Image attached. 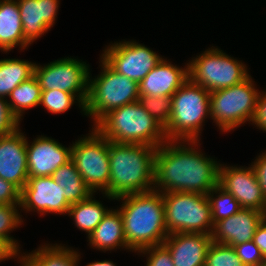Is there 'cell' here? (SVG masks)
Masks as SVG:
<instances>
[{"mask_svg":"<svg viewBox=\"0 0 266 266\" xmlns=\"http://www.w3.org/2000/svg\"><path fill=\"white\" fill-rule=\"evenodd\" d=\"M198 143L167 140L156 148L155 190L208 194L218 185L220 163L199 151Z\"/></svg>","mask_w":266,"mask_h":266,"instance_id":"1","label":"cell"},{"mask_svg":"<svg viewBox=\"0 0 266 266\" xmlns=\"http://www.w3.org/2000/svg\"><path fill=\"white\" fill-rule=\"evenodd\" d=\"M115 200L123 201L118 210L121 213L127 246L132 252L164 243L169 234L161 192L153 189L123 195Z\"/></svg>","mask_w":266,"mask_h":266,"instance_id":"2","label":"cell"},{"mask_svg":"<svg viewBox=\"0 0 266 266\" xmlns=\"http://www.w3.org/2000/svg\"><path fill=\"white\" fill-rule=\"evenodd\" d=\"M155 153L156 147L147 144L109 141L110 180L105 197L115 200L153 190Z\"/></svg>","mask_w":266,"mask_h":266,"instance_id":"3","label":"cell"},{"mask_svg":"<svg viewBox=\"0 0 266 266\" xmlns=\"http://www.w3.org/2000/svg\"><path fill=\"white\" fill-rule=\"evenodd\" d=\"M93 126L116 143L147 144L157 148L167 141L164 128L139 101L111 110Z\"/></svg>","mask_w":266,"mask_h":266,"instance_id":"4","label":"cell"},{"mask_svg":"<svg viewBox=\"0 0 266 266\" xmlns=\"http://www.w3.org/2000/svg\"><path fill=\"white\" fill-rule=\"evenodd\" d=\"M171 97L172 113L164 129L167 140L199 141L203 122L210 116V92L188 79Z\"/></svg>","mask_w":266,"mask_h":266,"instance_id":"5","label":"cell"},{"mask_svg":"<svg viewBox=\"0 0 266 266\" xmlns=\"http://www.w3.org/2000/svg\"><path fill=\"white\" fill-rule=\"evenodd\" d=\"M101 72L88 78V94L83 114L92 118L94 125L108 112L139 101L138 83L114 71L102 58Z\"/></svg>","mask_w":266,"mask_h":266,"instance_id":"6","label":"cell"},{"mask_svg":"<svg viewBox=\"0 0 266 266\" xmlns=\"http://www.w3.org/2000/svg\"><path fill=\"white\" fill-rule=\"evenodd\" d=\"M259 93L250 75L232 87L210 92V118L221 132L252 122Z\"/></svg>","mask_w":266,"mask_h":266,"instance_id":"7","label":"cell"},{"mask_svg":"<svg viewBox=\"0 0 266 266\" xmlns=\"http://www.w3.org/2000/svg\"><path fill=\"white\" fill-rule=\"evenodd\" d=\"M162 197L168 234L211 235L214 223L207 194L169 192Z\"/></svg>","mask_w":266,"mask_h":266,"instance_id":"8","label":"cell"},{"mask_svg":"<svg viewBox=\"0 0 266 266\" xmlns=\"http://www.w3.org/2000/svg\"><path fill=\"white\" fill-rule=\"evenodd\" d=\"M189 79L209 92L226 89L245 80L247 66L219 48L206 49L188 63Z\"/></svg>","mask_w":266,"mask_h":266,"instance_id":"9","label":"cell"},{"mask_svg":"<svg viewBox=\"0 0 266 266\" xmlns=\"http://www.w3.org/2000/svg\"><path fill=\"white\" fill-rule=\"evenodd\" d=\"M71 160L93 193L107 191L110 180L108 139L92 128L88 136L73 142Z\"/></svg>","mask_w":266,"mask_h":266,"instance_id":"10","label":"cell"},{"mask_svg":"<svg viewBox=\"0 0 266 266\" xmlns=\"http://www.w3.org/2000/svg\"><path fill=\"white\" fill-rule=\"evenodd\" d=\"M89 65L75 58L57 59L43 65L35 64L36 76L41 90H61L74 94L83 105L88 94Z\"/></svg>","mask_w":266,"mask_h":266,"instance_id":"11","label":"cell"},{"mask_svg":"<svg viewBox=\"0 0 266 266\" xmlns=\"http://www.w3.org/2000/svg\"><path fill=\"white\" fill-rule=\"evenodd\" d=\"M100 56L114 71L139 83L162 60L156 52L136 41L114 42Z\"/></svg>","mask_w":266,"mask_h":266,"instance_id":"12","label":"cell"},{"mask_svg":"<svg viewBox=\"0 0 266 266\" xmlns=\"http://www.w3.org/2000/svg\"><path fill=\"white\" fill-rule=\"evenodd\" d=\"M218 185L232 194L241 208L266 214V197L252 164L247 168L220 164Z\"/></svg>","mask_w":266,"mask_h":266,"instance_id":"13","label":"cell"},{"mask_svg":"<svg viewBox=\"0 0 266 266\" xmlns=\"http://www.w3.org/2000/svg\"><path fill=\"white\" fill-rule=\"evenodd\" d=\"M70 206L51 176L28 177L20 193V207L26 212L38 211L40 216L47 213L65 215Z\"/></svg>","mask_w":266,"mask_h":266,"instance_id":"14","label":"cell"},{"mask_svg":"<svg viewBox=\"0 0 266 266\" xmlns=\"http://www.w3.org/2000/svg\"><path fill=\"white\" fill-rule=\"evenodd\" d=\"M28 177L51 176L71 160V146L65 147L47 136H38L26 143Z\"/></svg>","mask_w":266,"mask_h":266,"instance_id":"15","label":"cell"},{"mask_svg":"<svg viewBox=\"0 0 266 266\" xmlns=\"http://www.w3.org/2000/svg\"><path fill=\"white\" fill-rule=\"evenodd\" d=\"M26 143L27 138L20 128L11 134L0 136V177L11 182L20 191L28 179Z\"/></svg>","mask_w":266,"mask_h":266,"instance_id":"16","label":"cell"},{"mask_svg":"<svg viewBox=\"0 0 266 266\" xmlns=\"http://www.w3.org/2000/svg\"><path fill=\"white\" fill-rule=\"evenodd\" d=\"M265 217L262 211L242 208L236 214L214 223L212 242L235 246L251 241L257 226Z\"/></svg>","mask_w":266,"mask_h":266,"instance_id":"17","label":"cell"},{"mask_svg":"<svg viewBox=\"0 0 266 266\" xmlns=\"http://www.w3.org/2000/svg\"><path fill=\"white\" fill-rule=\"evenodd\" d=\"M60 0H17L24 38L32 44L55 24Z\"/></svg>","mask_w":266,"mask_h":266,"instance_id":"18","label":"cell"},{"mask_svg":"<svg viewBox=\"0 0 266 266\" xmlns=\"http://www.w3.org/2000/svg\"><path fill=\"white\" fill-rule=\"evenodd\" d=\"M211 235L203 233L169 234L163 245L169 250L174 266H205Z\"/></svg>","mask_w":266,"mask_h":266,"instance_id":"19","label":"cell"},{"mask_svg":"<svg viewBox=\"0 0 266 266\" xmlns=\"http://www.w3.org/2000/svg\"><path fill=\"white\" fill-rule=\"evenodd\" d=\"M188 79V63L180 68L162 58L138 83L139 95L171 97Z\"/></svg>","mask_w":266,"mask_h":266,"instance_id":"20","label":"cell"},{"mask_svg":"<svg viewBox=\"0 0 266 266\" xmlns=\"http://www.w3.org/2000/svg\"><path fill=\"white\" fill-rule=\"evenodd\" d=\"M29 45L23 35L17 0H0V50L7 53L15 46L24 50Z\"/></svg>","mask_w":266,"mask_h":266,"instance_id":"21","label":"cell"},{"mask_svg":"<svg viewBox=\"0 0 266 266\" xmlns=\"http://www.w3.org/2000/svg\"><path fill=\"white\" fill-rule=\"evenodd\" d=\"M87 238L91 247L98 250L111 251L122 247L132 251L127 246L121 213L118 209H110Z\"/></svg>","mask_w":266,"mask_h":266,"instance_id":"22","label":"cell"},{"mask_svg":"<svg viewBox=\"0 0 266 266\" xmlns=\"http://www.w3.org/2000/svg\"><path fill=\"white\" fill-rule=\"evenodd\" d=\"M51 177L60 186L63 196L70 204L86 200L94 194L82 179L72 160L60 166Z\"/></svg>","mask_w":266,"mask_h":266,"instance_id":"23","label":"cell"},{"mask_svg":"<svg viewBox=\"0 0 266 266\" xmlns=\"http://www.w3.org/2000/svg\"><path fill=\"white\" fill-rule=\"evenodd\" d=\"M93 195L95 194H92L86 200L71 204L67 213L68 216H72L77 228L86 232L88 237L110 210L105 208L101 201L95 200Z\"/></svg>","mask_w":266,"mask_h":266,"instance_id":"24","label":"cell"},{"mask_svg":"<svg viewBox=\"0 0 266 266\" xmlns=\"http://www.w3.org/2000/svg\"><path fill=\"white\" fill-rule=\"evenodd\" d=\"M35 64L21 59H1L0 98H6L20 83L32 77Z\"/></svg>","mask_w":266,"mask_h":266,"instance_id":"25","label":"cell"},{"mask_svg":"<svg viewBox=\"0 0 266 266\" xmlns=\"http://www.w3.org/2000/svg\"><path fill=\"white\" fill-rule=\"evenodd\" d=\"M41 87L35 75L20 83L9 95L7 101L13 115L21 121L25 110L40 105Z\"/></svg>","mask_w":266,"mask_h":266,"instance_id":"26","label":"cell"},{"mask_svg":"<svg viewBox=\"0 0 266 266\" xmlns=\"http://www.w3.org/2000/svg\"><path fill=\"white\" fill-rule=\"evenodd\" d=\"M71 247L61 244H44L28 255L39 266H78L80 254Z\"/></svg>","mask_w":266,"mask_h":266,"instance_id":"27","label":"cell"},{"mask_svg":"<svg viewBox=\"0 0 266 266\" xmlns=\"http://www.w3.org/2000/svg\"><path fill=\"white\" fill-rule=\"evenodd\" d=\"M207 197L211 206L213 223L228 218L242 209L234 196L219 185L209 191Z\"/></svg>","mask_w":266,"mask_h":266,"instance_id":"28","label":"cell"},{"mask_svg":"<svg viewBox=\"0 0 266 266\" xmlns=\"http://www.w3.org/2000/svg\"><path fill=\"white\" fill-rule=\"evenodd\" d=\"M75 100L78 101L80 109L84 112V105L79 102V99L74 94L58 89L41 91L40 105H43L47 111L53 114H59L68 111L76 103Z\"/></svg>","mask_w":266,"mask_h":266,"instance_id":"29","label":"cell"},{"mask_svg":"<svg viewBox=\"0 0 266 266\" xmlns=\"http://www.w3.org/2000/svg\"><path fill=\"white\" fill-rule=\"evenodd\" d=\"M143 108L164 129L167 127L172 113V97L167 96H139Z\"/></svg>","mask_w":266,"mask_h":266,"instance_id":"30","label":"cell"},{"mask_svg":"<svg viewBox=\"0 0 266 266\" xmlns=\"http://www.w3.org/2000/svg\"><path fill=\"white\" fill-rule=\"evenodd\" d=\"M205 266H246L233 246L212 242L206 254Z\"/></svg>","mask_w":266,"mask_h":266,"instance_id":"31","label":"cell"},{"mask_svg":"<svg viewBox=\"0 0 266 266\" xmlns=\"http://www.w3.org/2000/svg\"><path fill=\"white\" fill-rule=\"evenodd\" d=\"M20 205L0 204V236L6 239L18 252H20L19 243L11 237L12 229L22 225L23 219L19 214Z\"/></svg>","mask_w":266,"mask_h":266,"instance_id":"32","label":"cell"},{"mask_svg":"<svg viewBox=\"0 0 266 266\" xmlns=\"http://www.w3.org/2000/svg\"><path fill=\"white\" fill-rule=\"evenodd\" d=\"M233 248L246 266H259L265 259L257 245L251 241L239 243Z\"/></svg>","mask_w":266,"mask_h":266,"instance_id":"33","label":"cell"},{"mask_svg":"<svg viewBox=\"0 0 266 266\" xmlns=\"http://www.w3.org/2000/svg\"><path fill=\"white\" fill-rule=\"evenodd\" d=\"M138 252L147 254L146 266H174L172 256L163 244L150 246Z\"/></svg>","mask_w":266,"mask_h":266,"instance_id":"34","label":"cell"},{"mask_svg":"<svg viewBox=\"0 0 266 266\" xmlns=\"http://www.w3.org/2000/svg\"><path fill=\"white\" fill-rule=\"evenodd\" d=\"M7 101L0 98V136L11 134L20 128V121L11 112Z\"/></svg>","mask_w":266,"mask_h":266,"instance_id":"35","label":"cell"},{"mask_svg":"<svg viewBox=\"0 0 266 266\" xmlns=\"http://www.w3.org/2000/svg\"><path fill=\"white\" fill-rule=\"evenodd\" d=\"M20 193L15 185L0 177V204L20 205Z\"/></svg>","mask_w":266,"mask_h":266,"instance_id":"36","label":"cell"},{"mask_svg":"<svg viewBox=\"0 0 266 266\" xmlns=\"http://www.w3.org/2000/svg\"><path fill=\"white\" fill-rule=\"evenodd\" d=\"M259 129L266 132V92L262 91L258 95L256 112L252 121Z\"/></svg>","mask_w":266,"mask_h":266,"instance_id":"37","label":"cell"},{"mask_svg":"<svg viewBox=\"0 0 266 266\" xmlns=\"http://www.w3.org/2000/svg\"><path fill=\"white\" fill-rule=\"evenodd\" d=\"M252 166L257 174L259 184L262 187V191L266 197V152L259 154Z\"/></svg>","mask_w":266,"mask_h":266,"instance_id":"38","label":"cell"},{"mask_svg":"<svg viewBox=\"0 0 266 266\" xmlns=\"http://www.w3.org/2000/svg\"><path fill=\"white\" fill-rule=\"evenodd\" d=\"M253 242L260 249L264 258H266V217L257 226L253 236Z\"/></svg>","mask_w":266,"mask_h":266,"instance_id":"39","label":"cell"},{"mask_svg":"<svg viewBox=\"0 0 266 266\" xmlns=\"http://www.w3.org/2000/svg\"><path fill=\"white\" fill-rule=\"evenodd\" d=\"M18 251L3 237L0 236V262L6 259L17 258Z\"/></svg>","mask_w":266,"mask_h":266,"instance_id":"40","label":"cell"},{"mask_svg":"<svg viewBox=\"0 0 266 266\" xmlns=\"http://www.w3.org/2000/svg\"><path fill=\"white\" fill-rule=\"evenodd\" d=\"M21 252L18 253V260L20 261L22 266H39L28 254L20 255ZM22 257V258H21Z\"/></svg>","mask_w":266,"mask_h":266,"instance_id":"41","label":"cell"},{"mask_svg":"<svg viewBox=\"0 0 266 266\" xmlns=\"http://www.w3.org/2000/svg\"><path fill=\"white\" fill-rule=\"evenodd\" d=\"M87 266H116L113 261L104 260V261H95L92 263L87 264Z\"/></svg>","mask_w":266,"mask_h":266,"instance_id":"42","label":"cell"},{"mask_svg":"<svg viewBox=\"0 0 266 266\" xmlns=\"http://www.w3.org/2000/svg\"><path fill=\"white\" fill-rule=\"evenodd\" d=\"M259 266H266V258L262 261V263Z\"/></svg>","mask_w":266,"mask_h":266,"instance_id":"43","label":"cell"}]
</instances>
